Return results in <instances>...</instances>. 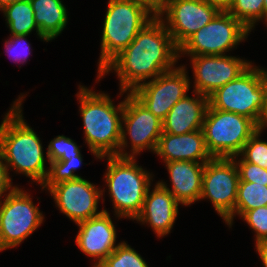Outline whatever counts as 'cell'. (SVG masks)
I'll use <instances>...</instances> for the list:
<instances>
[{
    "label": "cell",
    "mask_w": 267,
    "mask_h": 267,
    "mask_svg": "<svg viewBox=\"0 0 267 267\" xmlns=\"http://www.w3.org/2000/svg\"><path fill=\"white\" fill-rule=\"evenodd\" d=\"M155 153L164 163L179 160L206 163L213 158L207 150L202 130L180 135L162 132Z\"/></svg>",
    "instance_id": "obj_19"
},
{
    "label": "cell",
    "mask_w": 267,
    "mask_h": 267,
    "mask_svg": "<svg viewBox=\"0 0 267 267\" xmlns=\"http://www.w3.org/2000/svg\"><path fill=\"white\" fill-rule=\"evenodd\" d=\"M266 127H267V102H266V111L264 112V117L262 119V122L259 128L265 130Z\"/></svg>",
    "instance_id": "obj_36"
},
{
    "label": "cell",
    "mask_w": 267,
    "mask_h": 267,
    "mask_svg": "<svg viewBox=\"0 0 267 267\" xmlns=\"http://www.w3.org/2000/svg\"><path fill=\"white\" fill-rule=\"evenodd\" d=\"M237 165L239 181L254 182L267 186V169L246 162L240 155L232 157ZM239 158V159H238Z\"/></svg>",
    "instance_id": "obj_30"
},
{
    "label": "cell",
    "mask_w": 267,
    "mask_h": 267,
    "mask_svg": "<svg viewBox=\"0 0 267 267\" xmlns=\"http://www.w3.org/2000/svg\"><path fill=\"white\" fill-rule=\"evenodd\" d=\"M263 129L259 128L245 143L239 154L246 162L267 169V142L260 139Z\"/></svg>",
    "instance_id": "obj_28"
},
{
    "label": "cell",
    "mask_w": 267,
    "mask_h": 267,
    "mask_svg": "<svg viewBox=\"0 0 267 267\" xmlns=\"http://www.w3.org/2000/svg\"><path fill=\"white\" fill-rule=\"evenodd\" d=\"M267 206V186L254 182L239 181L235 216L241 217L246 211Z\"/></svg>",
    "instance_id": "obj_23"
},
{
    "label": "cell",
    "mask_w": 267,
    "mask_h": 267,
    "mask_svg": "<svg viewBox=\"0 0 267 267\" xmlns=\"http://www.w3.org/2000/svg\"><path fill=\"white\" fill-rule=\"evenodd\" d=\"M10 177V173H8L6 163L0 152V198L5 195V192H10L16 187V185L12 184V178Z\"/></svg>",
    "instance_id": "obj_32"
},
{
    "label": "cell",
    "mask_w": 267,
    "mask_h": 267,
    "mask_svg": "<svg viewBox=\"0 0 267 267\" xmlns=\"http://www.w3.org/2000/svg\"><path fill=\"white\" fill-rule=\"evenodd\" d=\"M0 11L4 14L6 25L11 35H29L32 31L36 30L38 37L42 41L48 42L39 32L30 0L8 4Z\"/></svg>",
    "instance_id": "obj_22"
},
{
    "label": "cell",
    "mask_w": 267,
    "mask_h": 267,
    "mask_svg": "<svg viewBox=\"0 0 267 267\" xmlns=\"http://www.w3.org/2000/svg\"><path fill=\"white\" fill-rule=\"evenodd\" d=\"M172 187L165 181L158 183L170 191L175 199L184 206L199 201L202 192V175L205 163L194 161H171L165 163Z\"/></svg>",
    "instance_id": "obj_18"
},
{
    "label": "cell",
    "mask_w": 267,
    "mask_h": 267,
    "mask_svg": "<svg viewBox=\"0 0 267 267\" xmlns=\"http://www.w3.org/2000/svg\"><path fill=\"white\" fill-rule=\"evenodd\" d=\"M264 23L266 24L267 27V17L264 19Z\"/></svg>",
    "instance_id": "obj_40"
},
{
    "label": "cell",
    "mask_w": 267,
    "mask_h": 267,
    "mask_svg": "<svg viewBox=\"0 0 267 267\" xmlns=\"http://www.w3.org/2000/svg\"><path fill=\"white\" fill-rule=\"evenodd\" d=\"M228 12L252 31L257 22L264 20V0H234Z\"/></svg>",
    "instance_id": "obj_25"
},
{
    "label": "cell",
    "mask_w": 267,
    "mask_h": 267,
    "mask_svg": "<svg viewBox=\"0 0 267 267\" xmlns=\"http://www.w3.org/2000/svg\"><path fill=\"white\" fill-rule=\"evenodd\" d=\"M79 222L75 242L83 254L93 258V265L100 264L119 245L116 244L117 230L109 212Z\"/></svg>",
    "instance_id": "obj_16"
},
{
    "label": "cell",
    "mask_w": 267,
    "mask_h": 267,
    "mask_svg": "<svg viewBox=\"0 0 267 267\" xmlns=\"http://www.w3.org/2000/svg\"><path fill=\"white\" fill-rule=\"evenodd\" d=\"M155 16L132 0H109L104 16L98 74Z\"/></svg>",
    "instance_id": "obj_6"
},
{
    "label": "cell",
    "mask_w": 267,
    "mask_h": 267,
    "mask_svg": "<svg viewBox=\"0 0 267 267\" xmlns=\"http://www.w3.org/2000/svg\"><path fill=\"white\" fill-rule=\"evenodd\" d=\"M258 129L259 126L246 116L209 106L202 125L206 147L213 158L239 155Z\"/></svg>",
    "instance_id": "obj_7"
},
{
    "label": "cell",
    "mask_w": 267,
    "mask_h": 267,
    "mask_svg": "<svg viewBox=\"0 0 267 267\" xmlns=\"http://www.w3.org/2000/svg\"><path fill=\"white\" fill-rule=\"evenodd\" d=\"M241 218L254 231L255 243L267 240V206L246 211Z\"/></svg>",
    "instance_id": "obj_29"
},
{
    "label": "cell",
    "mask_w": 267,
    "mask_h": 267,
    "mask_svg": "<svg viewBox=\"0 0 267 267\" xmlns=\"http://www.w3.org/2000/svg\"><path fill=\"white\" fill-rule=\"evenodd\" d=\"M150 190L149 187L142 210L135 220L141 225L148 224L156 236L161 238L171 233L180 203L158 182Z\"/></svg>",
    "instance_id": "obj_17"
},
{
    "label": "cell",
    "mask_w": 267,
    "mask_h": 267,
    "mask_svg": "<svg viewBox=\"0 0 267 267\" xmlns=\"http://www.w3.org/2000/svg\"><path fill=\"white\" fill-rule=\"evenodd\" d=\"M47 147L45 153L49 162L69 160L71 157H76L81 153L80 146L64 135L56 136Z\"/></svg>",
    "instance_id": "obj_27"
},
{
    "label": "cell",
    "mask_w": 267,
    "mask_h": 267,
    "mask_svg": "<svg viewBox=\"0 0 267 267\" xmlns=\"http://www.w3.org/2000/svg\"><path fill=\"white\" fill-rule=\"evenodd\" d=\"M208 4L217 7L220 11H228L234 0H204Z\"/></svg>",
    "instance_id": "obj_35"
},
{
    "label": "cell",
    "mask_w": 267,
    "mask_h": 267,
    "mask_svg": "<svg viewBox=\"0 0 267 267\" xmlns=\"http://www.w3.org/2000/svg\"><path fill=\"white\" fill-rule=\"evenodd\" d=\"M101 264L104 267H149L145 259L125 241H121Z\"/></svg>",
    "instance_id": "obj_26"
},
{
    "label": "cell",
    "mask_w": 267,
    "mask_h": 267,
    "mask_svg": "<svg viewBox=\"0 0 267 267\" xmlns=\"http://www.w3.org/2000/svg\"><path fill=\"white\" fill-rule=\"evenodd\" d=\"M255 249L262 261L263 267H267V240L255 243Z\"/></svg>",
    "instance_id": "obj_34"
},
{
    "label": "cell",
    "mask_w": 267,
    "mask_h": 267,
    "mask_svg": "<svg viewBox=\"0 0 267 267\" xmlns=\"http://www.w3.org/2000/svg\"><path fill=\"white\" fill-rule=\"evenodd\" d=\"M185 65L164 72L147 81L131 93L161 121L170 109L190 90V77Z\"/></svg>",
    "instance_id": "obj_12"
},
{
    "label": "cell",
    "mask_w": 267,
    "mask_h": 267,
    "mask_svg": "<svg viewBox=\"0 0 267 267\" xmlns=\"http://www.w3.org/2000/svg\"><path fill=\"white\" fill-rule=\"evenodd\" d=\"M92 267H104V266L100 263V264H96V265H94Z\"/></svg>",
    "instance_id": "obj_39"
},
{
    "label": "cell",
    "mask_w": 267,
    "mask_h": 267,
    "mask_svg": "<svg viewBox=\"0 0 267 267\" xmlns=\"http://www.w3.org/2000/svg\"><path fill=\"white\" fill-rule=\"evenodd\" d=\"M179 48L173 41L164 23L155 16L136 35L135 39L115 56L97 74L103 76L114 70L120 82V96L131 93L141 84L175 68L178 63Z\"/></svg>",
    "instance_id": "obj_1"
},
{
    "label": "cell",
    "mask_w": 267,
    "mask_h": 267,
    "mask_svg": "<svg viewBox=\"0 0 267 267\" xmlns=\"http://www.w3.org/2000/svg\"><path fill=\"white\" fill-rule=\"evenodd\" d=\"M100 159L108 162L104 182L111 197L114 215L118 219L135 220L142 210L154 175L139 166L133 157L104 156Z\"/></svg>",
    "instance_id": "obj_4"
},
{
    "label": "cell",
    "mask_w": 267,
    "mask_h": 267,
    "mask_svg": "<svg viewBox=\"0 0 267 267\" xmlns=\"http://www.w3.org/2000/svg\"><path fill=\"white\" fill-rule=\"evenodd\" d=\"M77 100L83 121L84 140L96 157L117 156L121 139L124 99L118 105L102 91L79 85Z\"/></svg>",
    "instance_id": "obj_3"
},
{
    "label": "cell",
    "mask_w": 267,
    "mask_h": 267,
    "mask_svg": "<svg viewBox=\"0 0 267 267\" xmlns=\"http://www.w3.org/2000/svg\"><path fill=\"white\" fill-rule=\"evenodd\" d=\"M25 97V94L19 95L1 121L0 152L8 173L15 170L14 173L25 174L41 187L49 172L46 166L49 160L44 156L38 134L24 120L22 102Z\"/></svg>",
    "instance_id": "obj_2"
},
{
    "label": "cell",
    "mask_w": 267,
    "mask_h": 267,
    "mask_svg": "<svg viewBox=\"0 0 267 267\" xmlns=\"http://www.w3.org/2000/svg\"><path fill=\"white\" fill-rule=\"evenodd\" d=\"M40 34L49 42L61 35L68 23L62 0H30Z\"/></svg>",
    "instance_id": "obj_21"
},
{
    "label": "cell",
    "mask_w": 267,
    "mask_h": 267,
    "mask_svg": "<svg viewBox=\"0 0 267 267\" xmlns=\"http://www.w3.org/2000/svg\"><path fill=\"white\" fill-rule=\"evenodd\" d=\"M82 157L80 153L78 156L71 157L69 160L49 162V172L45 182L41 186L42 190H49L59 183L81 178L75 171L83 164Z\"/></svg>",
    "instance_id": "obj_24"
},
{
    "label": "cell",
    "mask_w": 267,
    "mask_h": 267,
    "mask_svg": "<svg viewBox=\"0 0 267 267\" xmlns=\"http://www.w3.org/2000/svg\"><path fill=\"white\" fill-rule=\"evenodd\" d=\"M4 197L0 198V252L20 245L44 221L26 190L16 186Z\"/></svg>",
    "instance_id": "obj_8"
},
{
    "label": "cell",
    "mask_w": 267,
    "mask_h": 267,
    "mask_svg": "<svg viewBox=\"0 0 267 267\" xmlns=\"http://www.w3.org/2000/svg\"><path fill=\"white\" fill-rule=\"evenodd\" d=\"M193 91L210 96L215 90L238 78L253 63L229 55L190 56Z\"/></svg>",
    "instance_id": "obj_15"
},
{
    "label": "cell",
    "mask_w": 267,
    "mask_h": 267,
    "mask_svg": "<svg viewBox=\"0 0 267 267\" xmlns=\"http://www.w3.org/2000/svg\"><path fill=\"white\" fill-rule=\"evenodd\" d=\"M135 3L143 5L154 16H158L164 9L167 0H132Z\"/></svg>",
    "instance_id": "obj_33"
},
{
    "label": "cell",
    "mask_w": 267,
    "mask_h": 267,
    "mask_svg": "<svg viewBox=\"0 0 267 267\" xmlns=\"http://www.w3.org/2000/svg\"><path fill=\"white\" fill-rule=\"evenodd\" d=\"M195 96L185 95L169 111L163 120V133L180 135L202 130L208 97L192 91Z\"/></svg>",
    "instance_id": "obj_20"
},
{
    "label": "cell",
    "mask_w": 267,
    "mask_h": 267,
    "mask_svg": "<svg viewBox=\"0 0 267 267\" xmlns=\"http://www.w3.org/2000/svg\"><path fill=\"white\" fill-rule=\"evenodd\" d=\"M126 94L117 156L136 158L143 150L155 153L163 132V121L145 108L132 93ZM126 135L129 136L131 143L130 152L126 150V147L128 148V144H130Z\"/></svg>",
    "instance_id": "obj_10"
},
{
    "label": "cell",
    "mask_w": 267,
    "mask_h": 267,
    "mask_svg": "<svg viewBox=\"0 0 267 267\" xmlns=\"http://www.w3.org/2000/svg\"><path fill=\"white\" fill-rule=\"evenodd\" d=\"M28 35H10V38L5 40V52L14 63L19 62L21 65L27 62L28 56L31 54V44L27 41Z\"/></svg>",
    "instance_id": "obj_31"
},
{
    "label": "cell",
    "mask_w": 267,
    "mask_h": 267,
    "mask_svg": "<svg viewBox=\"0 0 267 267\" xmlns=\"http://www.w3.org/2000/svg\"><path fill=\"white\" fill-rule=\"evenodd\" d=\"M250 32L228 11H220L179 48V57L226 55L237 48L240 42H244Z\"/></svg>",
    "instance_id": "obj_9"
},
{
    "label": "cell",
    "mask_w": 267,
    "mask_h": 267,
    "mask_svg": "<svg viewBox=\"0 0 267 267\" xmlns=\"http://www.w3.org/2000/svg\"><path fill=\"white\" fill-rule=\"evenodd\" d=\"M48 191L59 211L75 224L104 212L98 210V203L104 202L105 188L102 190L83 177L59 183Z\"/></svg>",
    "instance_id": "obj_14"
},
{
    "label": "cell",
    "mask_w": 267,
    "mask_h": 267,
    "mask_svg": "<svg viewBox=\"0 0 267 267\" xmlns=\"http://www.w3.org/2000/svg\"><path fill=\"white\" fill-rule=\"evenodd\" d=\"M239 172L233 158H212L205 163L200 200L209 199L215 211L229 226L233 225Z\"/></svg>",
    "instance_id": "obj_11"
},
{
    "label": "cell",
    "mask_w": 267,
    "mask_h": 267,
    "mask_svg": "<svg viewBox=\"0 0 267 267\" xmlns=\"http://www.w3.org/2000/svg\"><path fill=\"white\" fill-rule=\"evenodd\" d=\"M17 1H22V0H0V10H1L4 6H6V5H8V4H11V3H15V2H17Z\"/></svg>",
    "instance_id": "obj_37"
},
{
    "label": "cell",
    "mask_w": 267,
    "mask_h": 267,
    "mask_svg": "<svg viewBox=\"0 0 267 267\" xmlns=\"http://www.w3.org/2000/svg\"><path fill=\"white\" fill-rule=\"evenodd\" d=\"M267 17V0H264V19Z\"/></svg>",
    "instance_id": "obj_38"
},
{
    "label": "cell",
    "mask_w": 267,
    "mask_h": 267,
    "mask_svg": "<svg viewBox=\"0 0 267 267\" xmlns=\"http://www.w3.org/2000/svg\"><path fill=\"white\" fill-rule=\"evenodd\" d=\"M219 12L217 7L204 0H167L157 17L164 23L174 43L180 48Z\"/></svg>",
    "instance_id": "obj_13"
},
{
    "label": "cell",
    "mask_w": 267,
    "mask_h": 267,
    "mask_svg": "<svg viewBox=\"0 0 267 267\" xmlns=\"http://www.w3.org/2000/svg\"><path fill=\"white\" fill-rule=\"evenodd\" d=\"M267 69L251 65L238 78L208 96V106L240 114L259 127L266 111Z\"/></svg>",
    "instance_id": "obj_5"
}]
</instances>
